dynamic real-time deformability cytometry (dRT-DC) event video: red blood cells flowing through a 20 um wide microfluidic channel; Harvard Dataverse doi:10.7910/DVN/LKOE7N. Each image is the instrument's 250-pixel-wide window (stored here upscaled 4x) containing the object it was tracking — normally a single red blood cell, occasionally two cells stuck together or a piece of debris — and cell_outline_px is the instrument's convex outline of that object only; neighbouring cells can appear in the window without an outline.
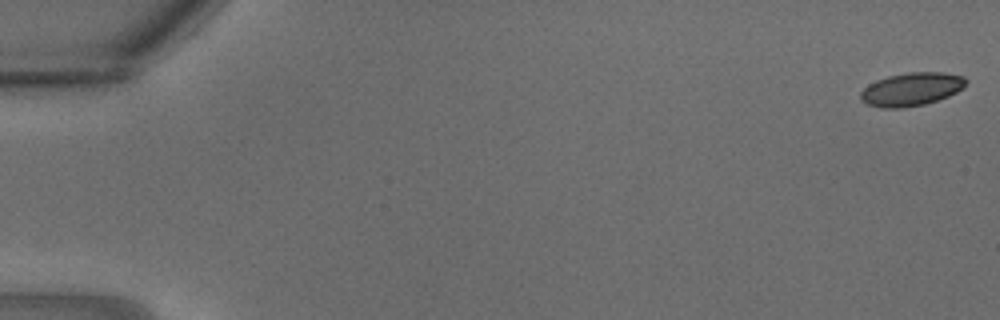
{"species": "common noctule bat (a hibernating species)", "species_latin": "Nyctalus noctula", "temperature_condition": "warm", "stored_images_in_passage": 15, "camera_frame_rate_fps": 3000, "um_per_image_px": 0.085, "animal": {"sex": "male", "body_mass_g": 18.8}, "frame": {"image": 1, "passage_image": 1, "time_ms": 0.0, "image_size_px": [1000, 320], "cell_outline_px": [[968, 80], [956, 92], [948, 96], [924, 104], [900, 108], [880, 108], [868, 104], [860, 100], [860, 92], [868, 84], [876, 80], [888, 76], [908, 72], [944, 72], [964, 76]], "centroid_in_image_um": [77.44, 7.57], "position_along_channel_um": 7.6, "area_um2": 20.35}}
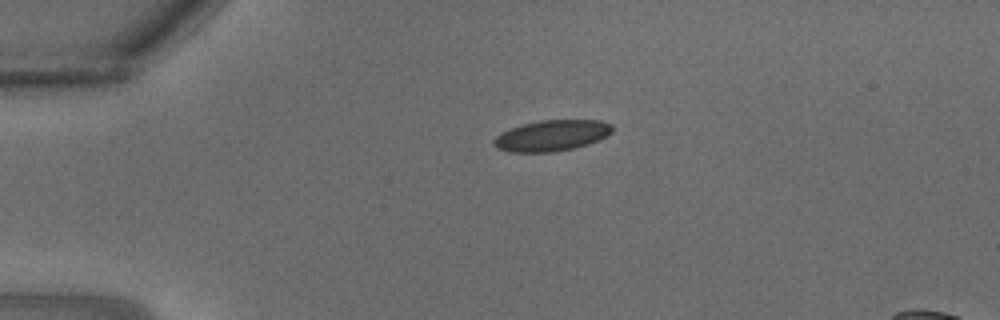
{"frame": {"image": 2, "passage_image": 8, "time_ms": 2.333, "image_size_px": [1000, 320], "cell_outline_px": [[612, 132], [608, 136], [588, 144], [572, 148], [552, 152], [508, 152], [496, 148], [492, 144], [492, 140], [500, 132], [520, 124], [540, 120], [600, 120], [612, 124]], "centroid_in_image_um": [46.86, 11.52], "position_along_channel_um": 38.1, "area_um2": 21.62}}
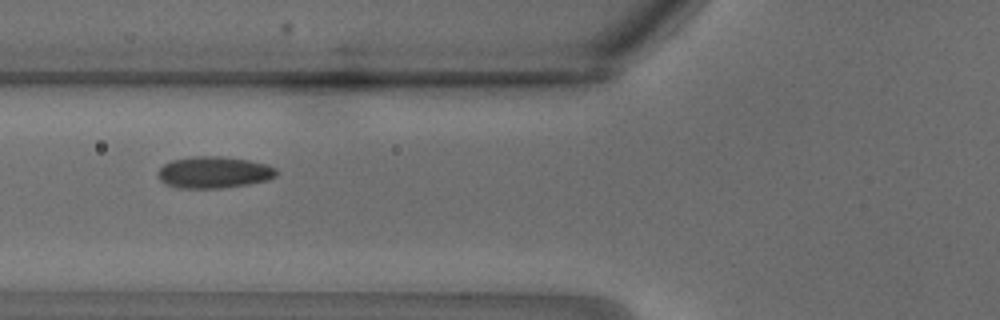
{"frame": {"image": 3, "passage_image": 13, "time_ms": 4.0, "image_size_px": [1000, 320], "cell_outline_px": [[276, 176], [268, 180], [248, 184], [220, 188], [180, 188], [164, 184], [156, 176], [156, 172], [164, 164], [172, 160], [196, 156], [216, 156], [248, 160], [268, 164], [276, 168]], "centroid_in_image_um": [18.15, 14.65], "position_along_channel_um": 107.6, "area_um2": 21.91}}